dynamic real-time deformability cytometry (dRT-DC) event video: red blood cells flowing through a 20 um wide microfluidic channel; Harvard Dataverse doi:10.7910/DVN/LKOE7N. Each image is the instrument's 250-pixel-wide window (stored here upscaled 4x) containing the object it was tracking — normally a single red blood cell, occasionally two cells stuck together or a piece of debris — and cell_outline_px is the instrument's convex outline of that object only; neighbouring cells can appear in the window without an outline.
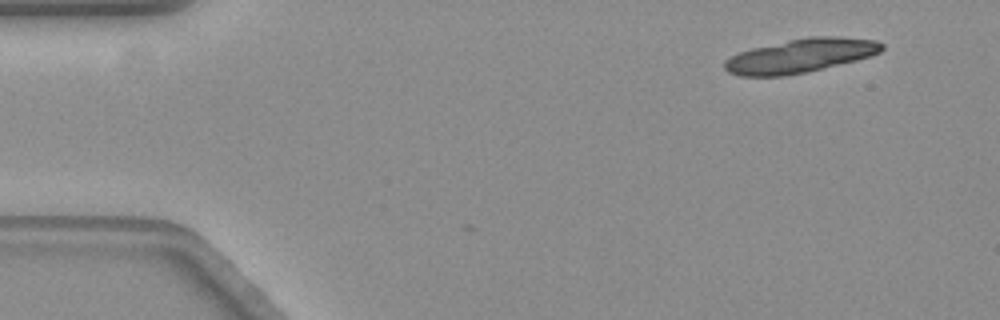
{"species": "common noctule bat (a hibernating species)", "species_latin": "Nyctalus noctula", "temperature_condition": "warm", "stored_images_in_passage": 3, "camera_frame_rate_fps": 3000, "um_per_image_px": 0.085, "animal": {"sex": "female", "body_mass_g": 19.3, "forearm_length_mm": 54.1}, "frame": {"image": 1, "passage_image": 3, "time_ms": 0.667, "image_size_px": [1000, 320], "cell_outline_px": [[884, 48], [880, 52], [856, 60], [804, 72], [784, 76], [740, 76], [728, 72], [724, 68], [724, 60], [740, 52], [752, 48], [788, 40], [808, 36], [840, 36], [876, 40], [884, 44]], "centroid_in_image_um": [68.03, 4.72], "position_along_channel_um": 17.0, "area_um2": 30.87}}